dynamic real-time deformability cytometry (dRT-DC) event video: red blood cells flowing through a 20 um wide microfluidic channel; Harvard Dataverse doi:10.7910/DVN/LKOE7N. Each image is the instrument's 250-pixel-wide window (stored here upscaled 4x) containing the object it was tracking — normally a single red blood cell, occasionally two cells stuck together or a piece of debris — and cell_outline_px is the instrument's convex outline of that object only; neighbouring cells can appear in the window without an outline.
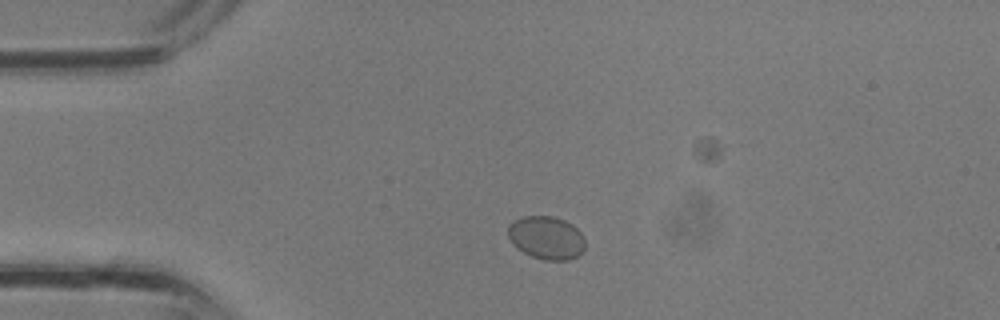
{"species": "common noctule bat (a hibernating species)", "species_latin": "Nyctalus noctula", "temperature_condition": "room temperature", "stored_images_in_passage": 32, "camera_frame_rate_fps": 3000, "um_per_image_px": 0.085, "animal": {"sex": "male", "body_mass_g": 13.3}, "frame": {"image": 1, "passage_image": 3, "time_ms": 0.667, "image_size_px": [1000, 320], "cell_outline_px": [[584, 248], [576, 256], [568, 260], [544, 260], [532, 256], [524, 252], [512, 244], [508, 236], [508, 224], [512, 220], [524, 216], [552, 216], [564, 220], [572, 224], [584, 236]], "centroid_in_image_um": [46.41, 20.19], "position_along_channel_um": 38.6, "area_um2": 19.36}}
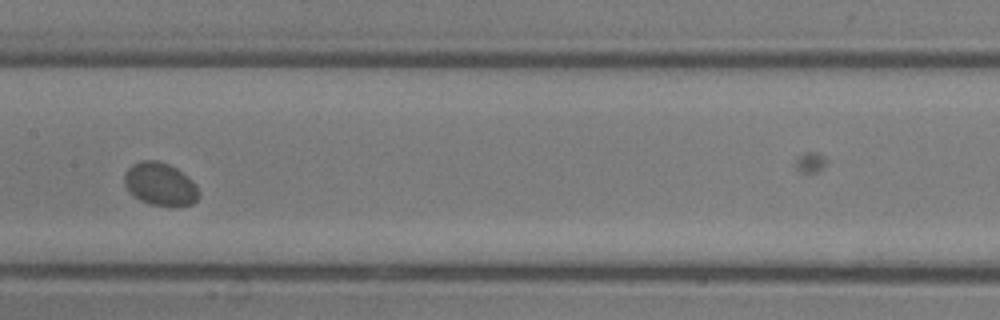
{"frame": {"image": 2, "passage_image": 13, "time_ms": 4.0, "image_size_px": [1000, 320], "cell_outline_px": [[200, 196], [192, 204], [152, 204], [140, 200], [132, 196], [128, 192], [124, 184], [124, 176], [128, 168], [132, 164], [140, 160], [156, 160], [168, 164], [176, 168], [196, 184], [200, 192]], "centroid_in_image_um": [13.58, 15.62], "position_along_channel_um": 193.8, "area_um2": 18.38}}
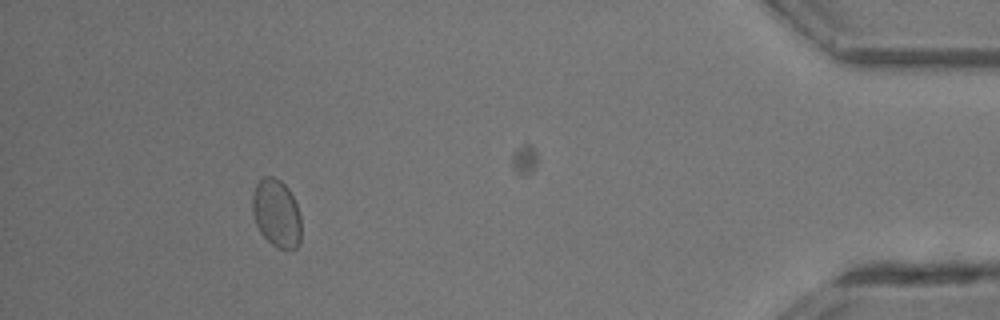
{"frame": {"image": 3, "passage_image": 28, "time_ms": 9.0, "image_size_px": [1000, 320], "cell_outline_px": [[300, 244], [296, 248], [276, 248], [260, 232], [256, 224], [252, 212], [252, 196], [256, 184], [264, 176], [272, 176], [280, 180], [288, 188], [296, 204], [300, 216]], "centroid_in_image_um": [23.49, 18.12], "position_along_channel_um": 411.7, "area_um2": 19.19}}